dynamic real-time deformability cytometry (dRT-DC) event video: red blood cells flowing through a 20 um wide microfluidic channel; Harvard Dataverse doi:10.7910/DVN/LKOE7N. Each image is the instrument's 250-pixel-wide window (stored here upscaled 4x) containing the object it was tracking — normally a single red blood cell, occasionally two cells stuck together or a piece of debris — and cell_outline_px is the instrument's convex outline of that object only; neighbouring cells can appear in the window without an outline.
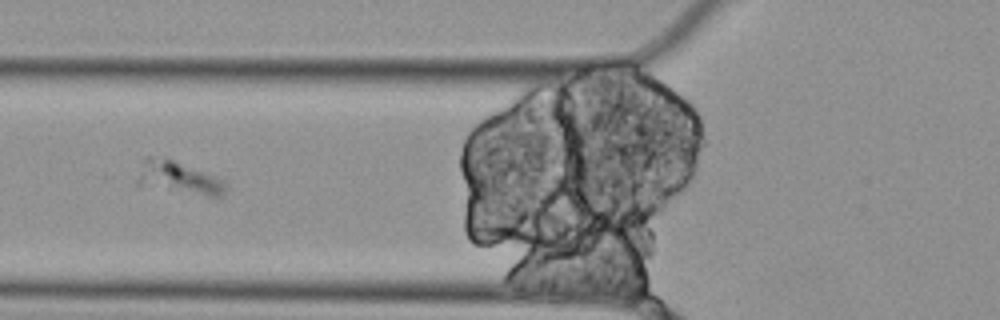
{"species": "Egyptian fruit bat (a non-hibernating species)", "species_latin": "Rousettus aegyptiacus", "temperature_condition": "cold", "stored_images_in_passage": 8, "segment_of_instrument_passage": [2, 2], "camera_frame_rate_fps": 3000, "um_per_image_px": 0.085, "animal": {"sex": "female"}, "frame": {"image": 1, "passage_image": 7, "time_ms": 2.0, "image_size_px": [1000, 320], "cell_outline_px": [[228, 188], [220, 196], [208, 196], [168, 188], [148, 172], [144, 160], [148, 156], [152, 156], [172, 160], [224, 180]], "centroid_in_image_um": [15.68, 15.08], "position_along_channel_um": 110.1, "area_um2": 13.29}}